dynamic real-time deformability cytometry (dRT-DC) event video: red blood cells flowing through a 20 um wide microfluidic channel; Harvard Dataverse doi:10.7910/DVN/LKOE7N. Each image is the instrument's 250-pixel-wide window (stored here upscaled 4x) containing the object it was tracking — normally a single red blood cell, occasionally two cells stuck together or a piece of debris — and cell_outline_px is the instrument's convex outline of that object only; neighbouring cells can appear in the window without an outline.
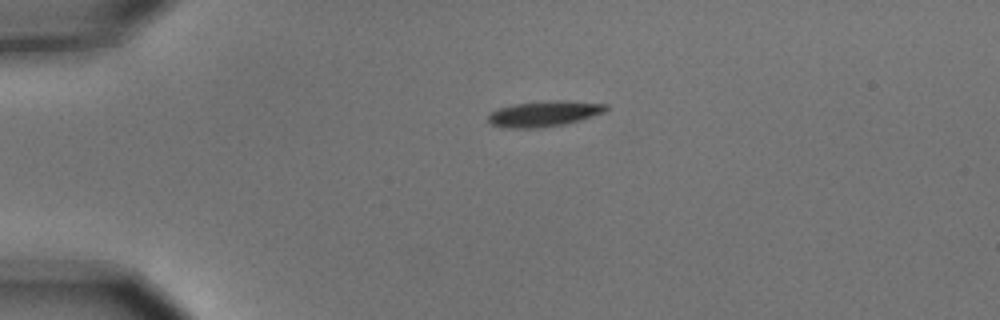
{"species": "common noctule bat (a hibernating species)", "species_latin": "Nyctalus noctula", "temperature_condition": "cold", "stored_images_in_passage": 5, "camera_frame_rate_fps": 3000, "um_per_image_px": 0.085, "animal": {"sex": "male", "body_mass_g": 15.6}, "frame": {"image": 1, "passage_image": 5, "time_ms": 1.333, "image_size_px": [1000, 320], "cell_outline_px": [[608, 108], [604, 112], [580, 120], [564, 124], [540, 128], [504, 128], [488, 124], [488, 116], [496, 108], [512, 104], [552, 100], [564, 100], [608, 104]], "centroid_in_image_um": [46.21, 9.66], "position_along_channel_um": 38.8, "area_um2": 17.8}}